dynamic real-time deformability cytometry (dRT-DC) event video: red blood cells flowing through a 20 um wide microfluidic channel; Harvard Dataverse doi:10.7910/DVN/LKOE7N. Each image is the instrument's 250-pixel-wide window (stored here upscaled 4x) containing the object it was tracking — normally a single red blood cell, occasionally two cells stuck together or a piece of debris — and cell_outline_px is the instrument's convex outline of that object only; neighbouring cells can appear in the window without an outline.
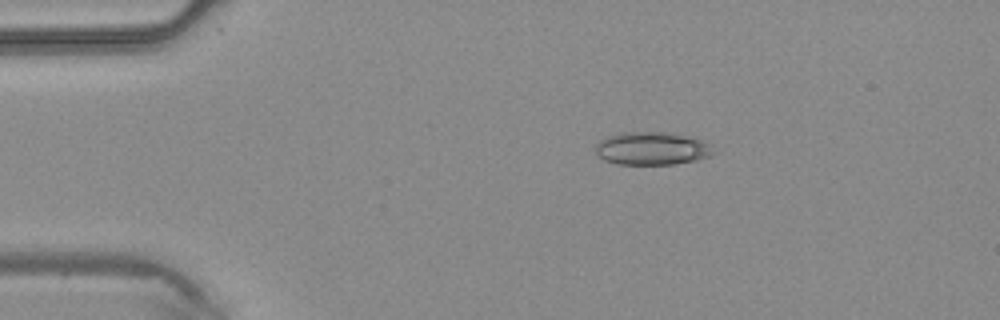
{"species": "common noctule bat (a hibernating species)", "species_latin": "Nyctalus noctula", "temperature_condition": "warm", "stored_images_in_passage": 3, "camera_frame_rate_fps": 3000, "um_per_image_px": 0.085, "animal": {"sex": "male", "body_mass_g": 20.4}, "frame": {"image": 1, "passage_image": 2, "time_ms": 0.333, "image_size_px": [1000, 320], "cell_outline_px": [[720, 152], [712, 156], [696, 160], [676, 164], [616, 164], [604, 160], [596, 156], [596, 144], [600, 140], [608, 136], [624, 132], [664, 132], [684, 136], [700, 140], [712, 144]], "centroid_in_image_um": [55.47, 12.63], "position_along_channel_um": 29.5, "area_um2": 22.95}}